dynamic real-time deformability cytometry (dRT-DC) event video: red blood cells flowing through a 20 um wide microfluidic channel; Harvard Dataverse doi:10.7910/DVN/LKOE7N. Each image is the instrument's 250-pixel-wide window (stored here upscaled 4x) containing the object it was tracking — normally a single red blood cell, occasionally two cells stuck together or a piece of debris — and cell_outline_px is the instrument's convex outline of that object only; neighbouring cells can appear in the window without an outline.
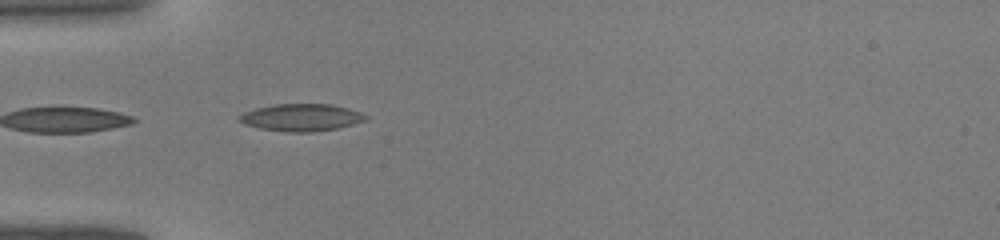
{"species": "common noctule bat (a hibernating species)", "species_latin": "Nyctalus noctula", "temperature_condition": "warm", "stored_images_in_passage": 13, "camera_frame_rate_fps": 3000, "um_per_image_px": 0.085, "animal": {"sex": "male", "body_mass_g": 19.0, "forearm_length_mm": 50.8}, "frame": {"image": 1, "passage_image": 9, "time_ms": 2.667, "image_size_px": [1000, 240], "cell_outline_px": [[368, 120], [340, 128], [312, 132], [288, 132], [260, 128], [244, 124], [236, 120], [236, 116], [244, 112], [256, 108], [272, 104], [332, 104], [348, 108], [360, 112], [368, 116]], "centroid_in_image_um": [25.61, 9.98], "position_along_channel_um": 59.4, "area_um2": 20.35}}